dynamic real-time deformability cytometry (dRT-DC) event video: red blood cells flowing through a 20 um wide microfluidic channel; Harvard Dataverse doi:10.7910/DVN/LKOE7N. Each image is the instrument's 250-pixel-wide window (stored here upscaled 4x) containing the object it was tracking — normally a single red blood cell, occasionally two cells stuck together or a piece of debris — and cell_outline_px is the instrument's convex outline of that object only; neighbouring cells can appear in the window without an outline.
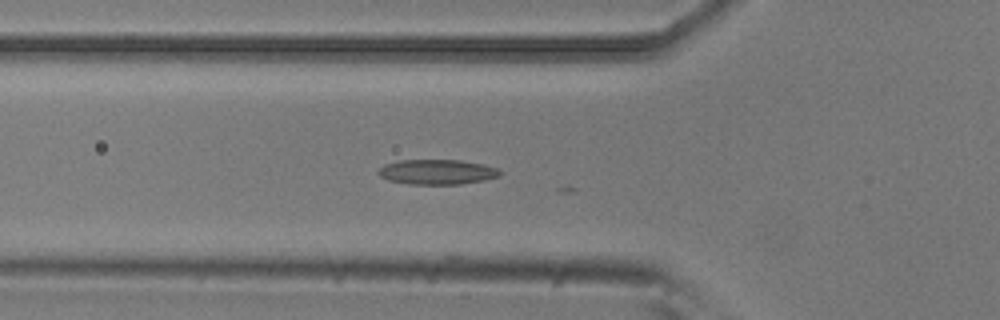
{"species": "common noctule bat (a hibernating species)", "species_latin": "Nyctalus noctula", "temperature_condition": "room temperature", "stored_images_in_passage": 10, "camera_frame_rate_fps": 3000, "um_per_image_px": 0.085, "animal": {"sex": "male", "body_mass_g": 20.5, "forearm_length_mm": 52.5}, "frame": {"image": 1, "passage_image": 3, "time_ms": 0.667, "image_size_px": [1000, 320], "cell_outline_px": [[500, 176], [484, 180], [460, 184], [408, 184], [388, 180], [380, 176], [376, 172], [384, 164], [400, 160], [460, 160], [484, 164], [496, 168], [500, 172]], "centroid_in_image_um": [37.12, 14.61], "position_along_channel_um": 88.7, "area_um2": 17.69}}
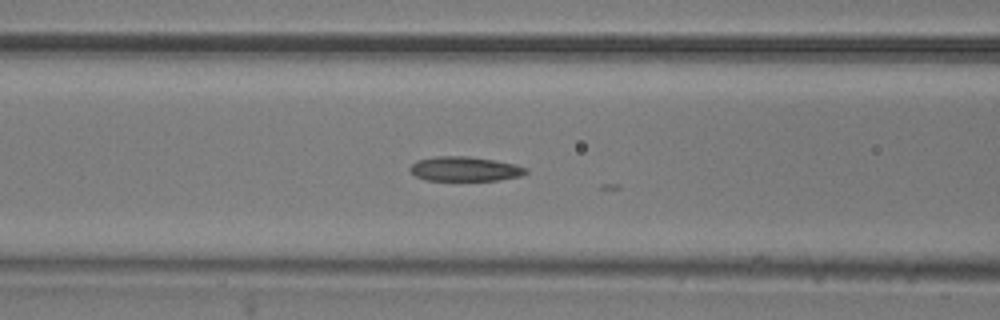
{"frame": {"image": 2, "passage_image": 6, "time_ms": 1.667, "image_size_px": [1000, 320], "cell_outline_px": [[528, 172], [520, 176], [496, 180], [428, 180], [416, 176], [408, 168], [416, 160], [436, 156], [468, 156], [516, 164], [528, 168]], "centroid_in_image_um": [39.51, 14.35], "position_along_channel_um": 127.1, "area_um2": 16.47}}
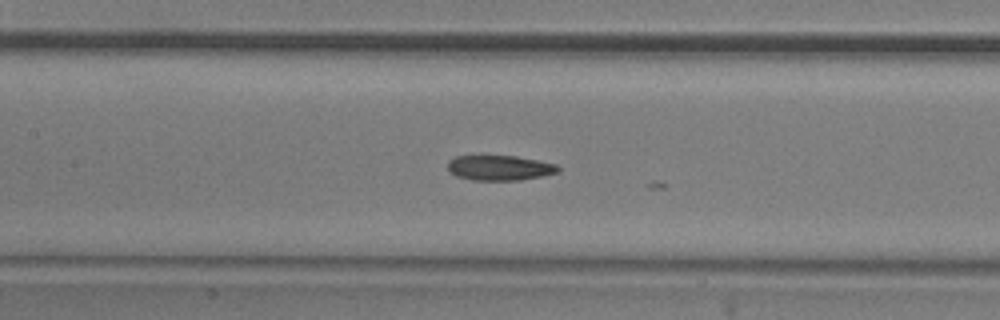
{"frame": {"image": 3, "passage_image": 9, "time_ms": 2.667, "image_size_px": [1000, 320], "cell_outline_px": [[560, 172], [544, 176], [520, 180], [472, 180], [456, 176], [448, 172], [448, 160], [456, 156], [480, 152], [516, 156], [556, 164], [560, 168]], "centroid_in_image_um": [42.4, 14.22], "position_along_channel_um": 165.0, "area_um2": 17.11}}